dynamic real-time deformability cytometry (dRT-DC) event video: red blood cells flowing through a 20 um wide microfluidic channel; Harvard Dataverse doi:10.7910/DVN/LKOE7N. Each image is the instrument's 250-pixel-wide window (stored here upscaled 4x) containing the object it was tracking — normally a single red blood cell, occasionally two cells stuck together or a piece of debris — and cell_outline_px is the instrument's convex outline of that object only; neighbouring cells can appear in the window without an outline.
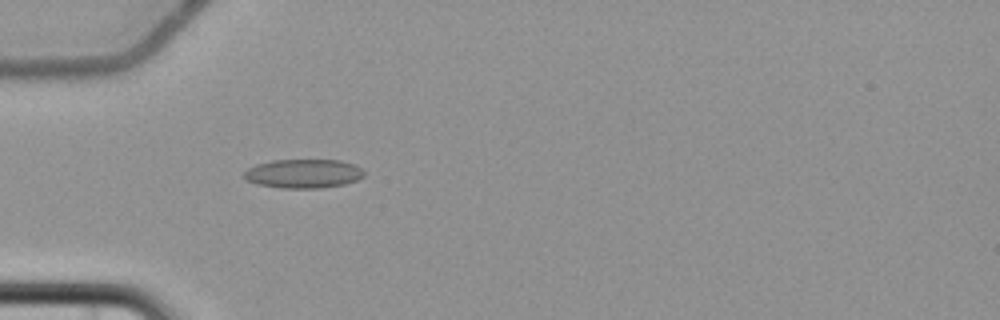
{"species": "common noctule bat (a hibernating species)", "species_latin": "Nyctalus noctula", "temperature_condition": "cold", "stored_images_in_passage": 6, "camera_frame_rate_fps": 3000, "um_per_image_px": 0.085, "animal": {"sex": "female", "body_mass_g": 22.7, "forearm_length_mm": 54.2}, "frame": {"image": 1, "passage_image": 6, "time_ms": 6.0, "image_size_px": [1000, 320], "cell_outline_px": [[364, 176], [356, 180], [344, 184], [320, 188], [280, 188], [256, 184], [248, 180], [244, 176], [244, 172], [248, 168], [256, 164], [272, 160], [340, 160], [356, 164], [364, 172]], "centroid_in_image_um": [25.79, 14.75], "position_along_channel_um": 59.2, "area_um2": 20.29}}